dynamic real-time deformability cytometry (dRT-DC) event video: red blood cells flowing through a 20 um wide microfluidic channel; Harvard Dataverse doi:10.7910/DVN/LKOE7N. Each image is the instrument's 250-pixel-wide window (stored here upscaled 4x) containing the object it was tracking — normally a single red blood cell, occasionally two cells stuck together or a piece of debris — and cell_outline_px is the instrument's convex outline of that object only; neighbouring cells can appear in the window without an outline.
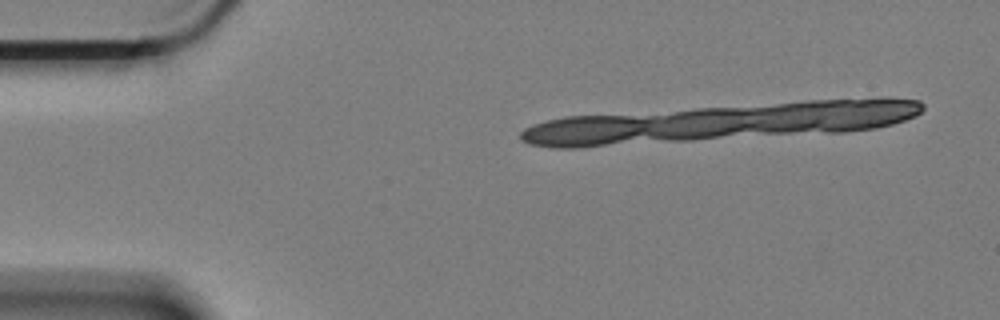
{"species": "Egyptian fruit bat (a non-hibernating species)", "species_latin": "Rousettus aegyptiacus", "temperature_condition": "cold", "stored_images_in_passage": 4, "camera_frame_rate_fps": 3000, "um_per_image_px": 0.085, "animal": {"sex": "female"}, "frame": {"image": 1, "passage_image": 3, "time_ms": 0.667, "image_size_px": [1000, 320], "cell_outline_px": [[648, 120], [644, 128], [636, 132], [612, 140], [592, 144], [548, 144], [532, 140], [524, 136], [528, 132], [544, 124], [560, 120], [588, 116], [604, 116]], "centroid_in_image_um": [49.78, 11.06], "position_along_channel_um": 35.2, "area_um2": 17.8}}